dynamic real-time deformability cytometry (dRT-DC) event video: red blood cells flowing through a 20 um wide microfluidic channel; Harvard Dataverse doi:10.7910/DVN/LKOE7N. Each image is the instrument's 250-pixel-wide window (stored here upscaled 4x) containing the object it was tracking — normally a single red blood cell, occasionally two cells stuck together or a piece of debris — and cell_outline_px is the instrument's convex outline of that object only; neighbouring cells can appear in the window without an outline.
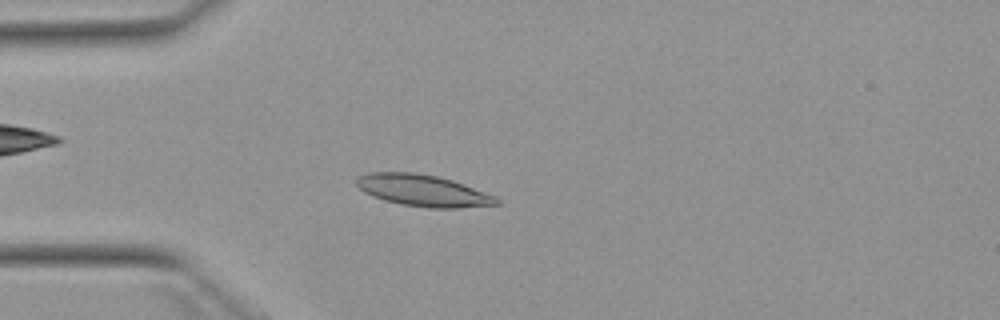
{"species": "Egyptian fruit bat (a non-hibernating species)", "species_latin": "Rousettus aegyptiacus", "temperature_condition": "warm", "stored_images_in_passage": 23, "camera_frame_rate_fps": 3000, "um_per_image_px": 0.085, "animal": {"sex": "female"}, "frame": {"image": 1, "passage_image": 11, "time_ms": 3.333, "image_size_px": [1000, 320], "cell_outline_px": [[500, 204], [460, 208], [428, 208], [404, 204], [384, 200], [372, 196], [364, 192], [356, 184], [356, 180], [360, 176], [372, 172], [412, 172], [436, 176], [452, 180], [496, 196], [500, 200]], "centroid_in_image_um": [35.98, 16.2], "position_along_channel_um": 49.0, "area_um2": 25.61}}
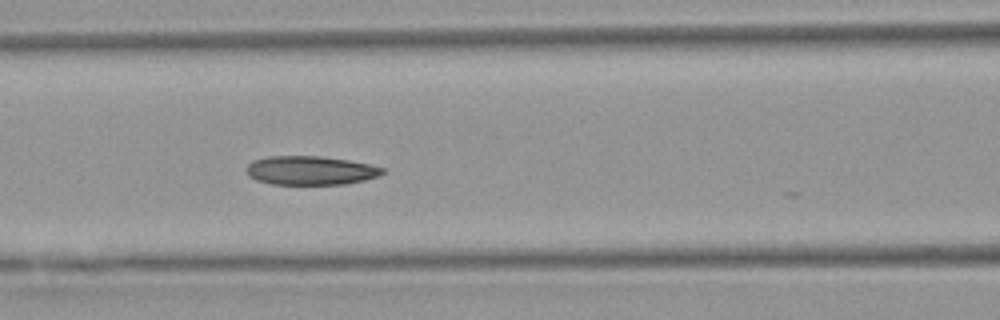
{"frame": {"image": 2, "passage_image": 19, "time_ms": 6.0, "image_size_px": [1000, 320], "cell_outline_px": [[384, 172], [376, 176], [364, 180], [344, 184], [272, 184], [256, 180], [248, 176], [244, 168], [252, 160], [268, 156], [320, 156], [348, 160], [368, 164], [384, 168]], "centroid_in_image_um": [26.32, 14.48], "position_along_channel_um": 140.3, "area_um2": 22.89}}
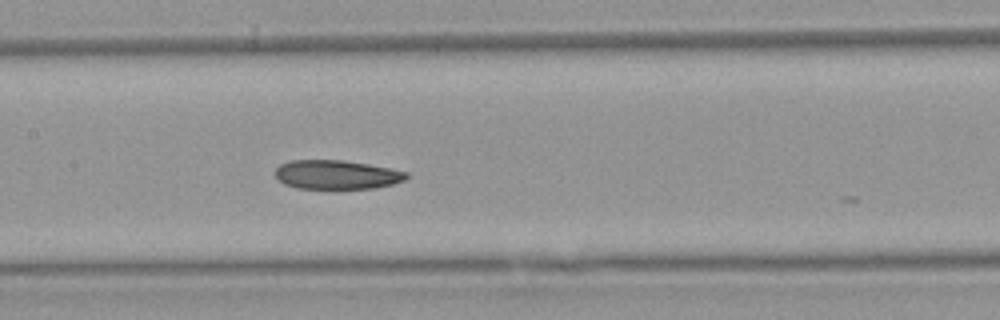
{"frame": {"image": 3, "passage_image": 22, "time_ms": 7.0, "image_size_px": [1000, 320], "cell_outline_px": [[408, 176], [404, 180], [392, 184], [376, 188], [296, 188], [284, 184], [272, 172], [280, 164], [292, 160], [340, 160], [368, 164], [408, 172]], "centroid_in_image_um": [28.58, 14.84], "position_along_channel_um": 178.8, "area_um2": 22.08}}